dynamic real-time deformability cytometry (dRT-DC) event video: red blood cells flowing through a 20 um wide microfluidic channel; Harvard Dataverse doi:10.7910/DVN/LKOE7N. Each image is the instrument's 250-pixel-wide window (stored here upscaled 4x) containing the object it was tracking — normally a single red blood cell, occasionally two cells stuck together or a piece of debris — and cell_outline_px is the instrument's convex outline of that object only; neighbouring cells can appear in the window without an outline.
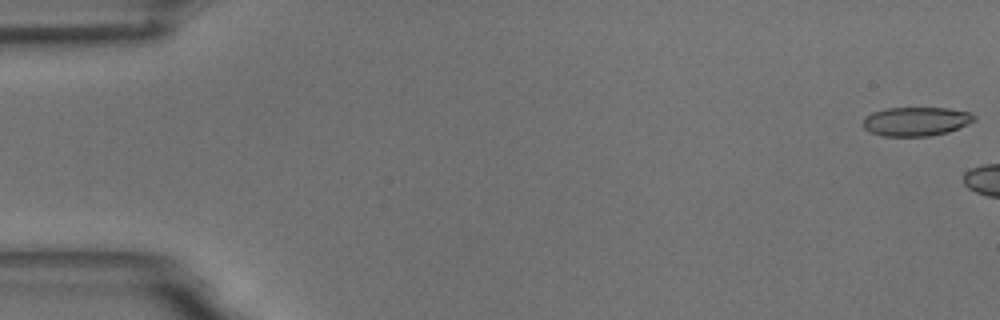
{"species": "common noctule bat (a hibernating species)", "species_latin": "Nyctalus noctula", "temperature_condition": "room temperature", "stored_images_in_passage": 6, "camera_frame_rate_fps": 3000, "um_per_image_px": 0.085, "animal": {"sex": "male", "body_mass_g": 18.8}, "frame": {"image": 1, "passage_image": 1, "time_ms": 0.0, "image_size_px": [1000, 320], "cell_outline_px": [[976, 120], [968, 124], [948, 132], [928, 136], [884, 136], [872, 132], [864, 128], [864, 116], [872, 112], [884, 108], [948, 108], [968, 112], [976, 116]], "centroid_in_image_um": [77.87, 10.31], "position_along_channel_um": 7.1, "area_um2": 18.73}}